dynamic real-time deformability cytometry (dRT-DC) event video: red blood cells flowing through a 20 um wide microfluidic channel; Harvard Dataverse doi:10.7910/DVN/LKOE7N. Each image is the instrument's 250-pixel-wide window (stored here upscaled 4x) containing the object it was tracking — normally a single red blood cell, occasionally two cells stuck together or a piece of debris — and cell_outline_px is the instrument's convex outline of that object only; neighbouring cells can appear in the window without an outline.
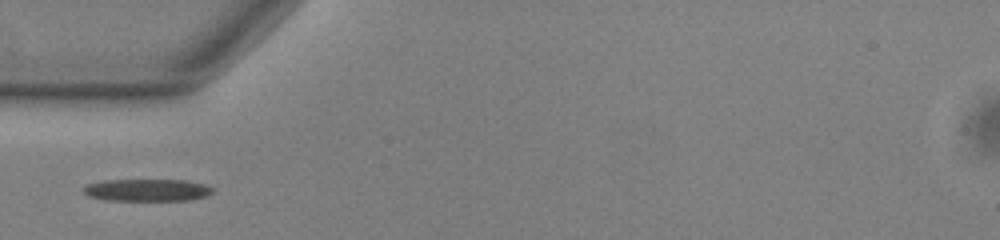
{"species": "common noctule bat (a hibernating species)", "species_latin": "Nyctalus noctula", "temperature_condition": "warm", "stored_images_in_passage": 38, "camera_frame_rate_fps": 3000, "um_per_image_px": 0.085, "animal": {"sex": "male", "body_mass_g": 13.0, "forearm_length_mm": 53.1}, "frame": {"image": 1, "passage_image": 1, "time_ms": 0.0, "image_size_px": [1000, 240], "cell_outline_px": [[212, 192], [208, 196], [192, 200], [108, 200], [88, 196], [84, 192], [84, 188], [88, 184], [104, 180], [188, 180], [204, 184], [212, 188]], "centroid_in_image_um": [12.55, 16.15], "position_along_channel_um": 72.5, "area_um2": 16.65}}
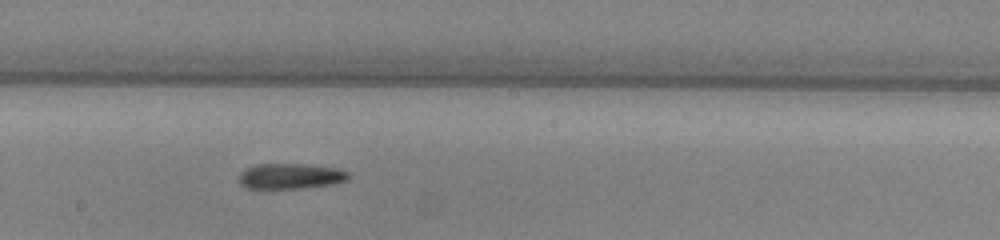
{"frame": {"image": 2, "passage_image": 13, "time_ms": 4.0, "image_size_px": [1000, 240], "cell_outline_px": [[348, 180], [332, 184], [300, 188], [248, 188], [240, 184], [240, 172], [256, 164], [304, 164], [340, 168], [348, 172]], "centroid_in_image_um": [24.72, 14.96], "position_along_channel_um": 223.5, "area_um2": 16.13}}
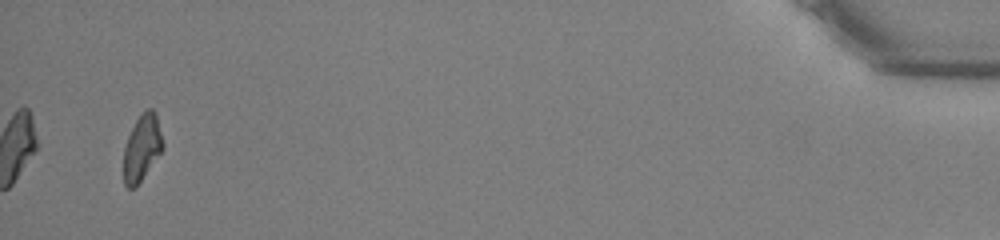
{"frame": {"image": 3, "passage_image": 36, "time_ms": 11.667, "image_size_px": [1000, 240], "cell_outline_px": [[164, 148], [136, 188], [128, 188], [124, 184], [124, 148], [128, 136], [140, 112], [148, 108], [152, 108], [156, 112], [164, 144]], "centroid_in_image_um": [12.08, 12.54], "position_along_channel_um": 423.1, "area_um2": 15.32}}